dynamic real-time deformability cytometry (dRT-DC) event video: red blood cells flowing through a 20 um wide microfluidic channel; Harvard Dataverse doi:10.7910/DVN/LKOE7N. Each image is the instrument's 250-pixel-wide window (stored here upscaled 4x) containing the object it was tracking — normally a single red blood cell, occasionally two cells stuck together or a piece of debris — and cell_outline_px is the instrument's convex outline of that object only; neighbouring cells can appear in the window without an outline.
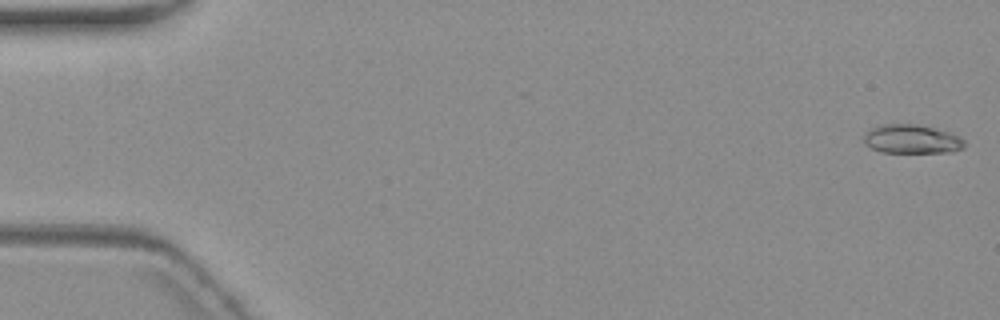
{"species": "common noctule bat (a hibernating species)", "species_latin": "Nyctalus noctula", "temperature_condition": "warm", "stored_images_in_passage": 8, "camera_frame_rate_fps": 3000, "um_per_image_px": 0.085, "animal": {"sex": "female", "body_mass_g": 19.3, "forearm_length_mm": 54.1}, "frame": {"image": 1, "passage_image": 1, "time_ms": 0.0, "image_size_px": [1000, 320], "cell_outline_px": [[964, 148], [952, 152], [880, 152], [864, 144], [864, 136], [876, 124], [916, 124], [948, 132], [960, 136], [964, 140]], "centroid_in_image_um": [77.49, 11.82], "position_along_channel_um": 7.5, "area_um2": 16.88}}
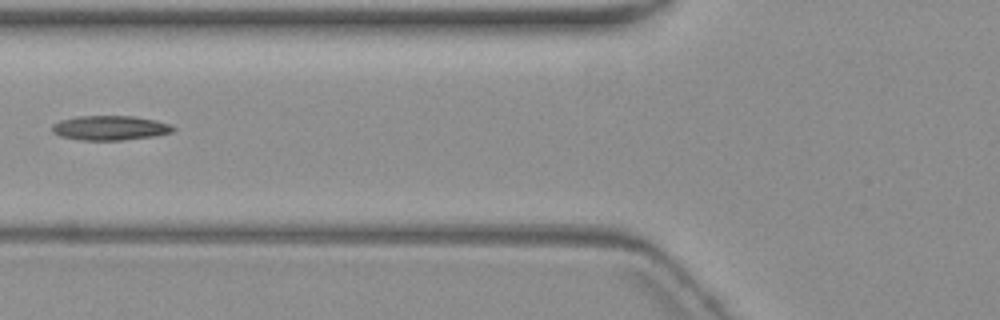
{"frame": {"image": 2, "passage_image": 7, "time_ms": 7.333, "image_size_px": [1000, 320], "cell_outline_px": [[176, 128], [172, 132], [156, 136], [124, 140], [80, 140], [60, 136], [52, 132], [52, 124], [60, 120], [76, 116], [132, 116], [156, 120], [172, 124]], "centroid_in_image_um": [9.37, 10.87], "position_along_channel_um": 116.4, "area_um2": 17.51}}
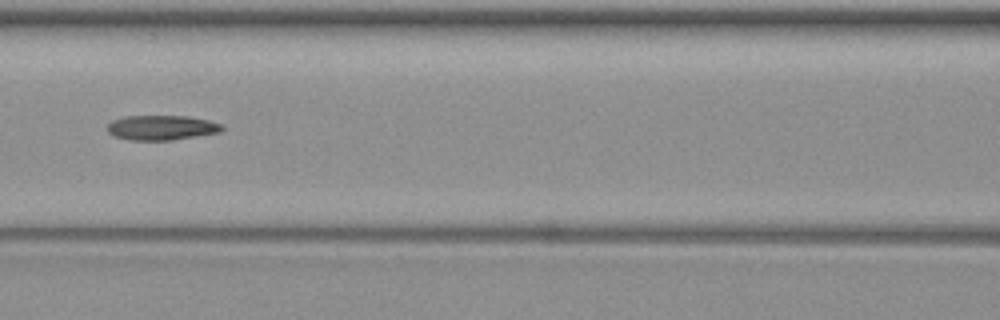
{"frame": {"image": 3, "passage_image": 8, "time_ms": 8.333, "image_size_px": [1000, 320], "cell_outline_px": [[224, 128], [220, 132], [172, 140], [128, 140], [112, 136], [108, 132], [108, 124], [112, 120], [124, 116], [188, 116], [208, 120], [224, 124]], "centroid_in_image_um": [13.73, 10.85], "position_along_channel_um": 152.9, "area_um2": 16.7}}